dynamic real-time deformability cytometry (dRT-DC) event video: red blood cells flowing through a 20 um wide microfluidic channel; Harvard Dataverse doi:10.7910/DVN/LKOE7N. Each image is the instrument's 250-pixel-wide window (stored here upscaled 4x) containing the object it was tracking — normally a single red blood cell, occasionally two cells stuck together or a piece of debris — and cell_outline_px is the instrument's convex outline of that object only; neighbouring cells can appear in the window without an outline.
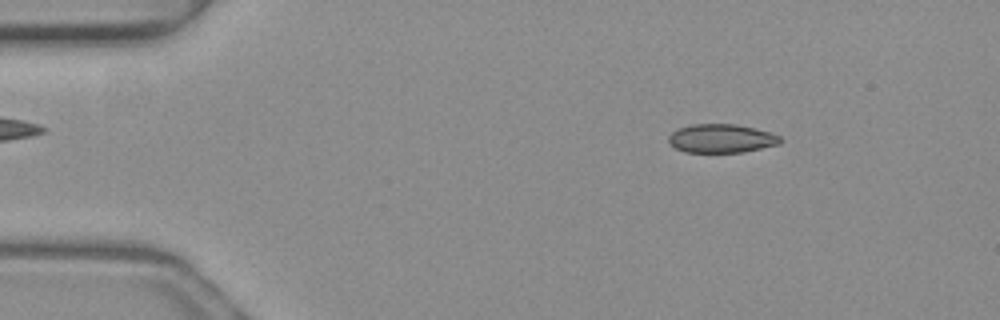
{"species": "common noctule bat (a hibernating species)", "species_latin": "Nyctalus noctula", "temperature_condition": "warm", "stored_images_in_passage": 50, "camera_frame_rate_fps": 3000, "um_per_image_px": 0.085, "animal": {"sex": "female", "body_mass_g": 19.3, "forearm_length_mm": 54.1}, "frame": {"image": 1, "passage_image": 7, "time_ms": 2.0, "image_size_px": [1000, 320], "cell_outline_px": [[784, 140], [780, 144], [744, 152], [684, 152], [676, 148], [668, 140], [668, 136], [676, 128], [688, 124], [736, 124], [768, 132], [780, 136]], "centroid_in_image_um": [61.3, 11.76], "position_along_channel_um": 23.7, "area_um2": 18.73}}
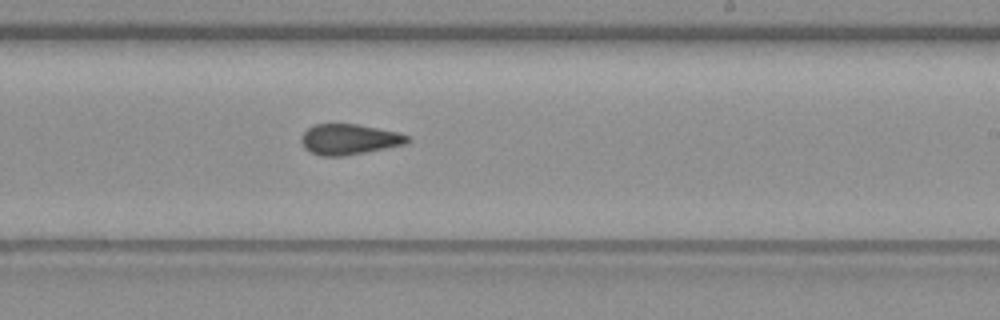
{"frame": {"image": 2, "passage_image": 30, "time_ms": 9.667, "image_size_px": [1000, 320], "cell_outline_px": [[412, 140], [408, 144], [344, 156], [320, 156], [304, 148], [300, 140], [304, 132], [308, 128], [316, 124], [356, 124], [400, 132], [408, 136]], "centroid_in_image_um": [29.72, 11.85], "position_along_channel_um": 259.3, "area_um2": 19.02}}
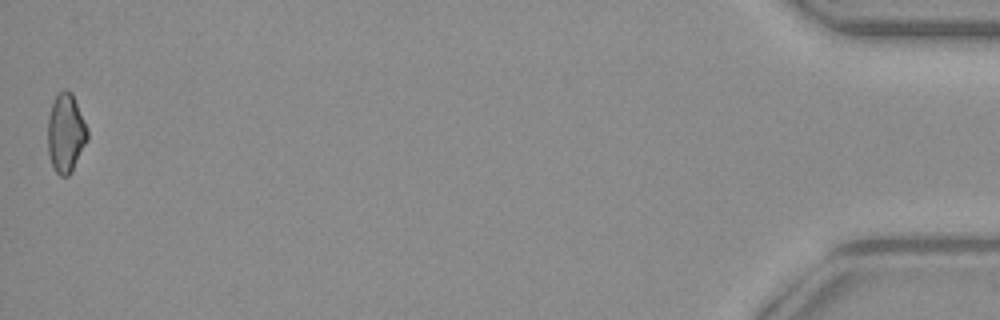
{"frame": {"image": 3, "passage_image": 50, "time_ms": 16.333, "image_size_px": [1000, 320], "cell_outline_px": [[88, 140], [72, 172], [68, 176], [60, 176], [52, 168], [48, 152], [48, 116], [52, 104], [56, 96], [64, 88], [72, 92], [88, 128]], "centroid_in_image_um": [5.6, 11.33], "position_along_channel_um": 429.6, "area_um2": 18.5}, "authors_computed_cell_mechanics": {"area_um2": 19.074, "velocity_mm_per_s": 4.0667, "shape_relaxation_time_tau1_ms": 8.01, "shape_relaxation_time_tau2_ms": 2.0765, "deformation_change_tau1": 0.1531, "deformation_change_tau2": 0.0674}}